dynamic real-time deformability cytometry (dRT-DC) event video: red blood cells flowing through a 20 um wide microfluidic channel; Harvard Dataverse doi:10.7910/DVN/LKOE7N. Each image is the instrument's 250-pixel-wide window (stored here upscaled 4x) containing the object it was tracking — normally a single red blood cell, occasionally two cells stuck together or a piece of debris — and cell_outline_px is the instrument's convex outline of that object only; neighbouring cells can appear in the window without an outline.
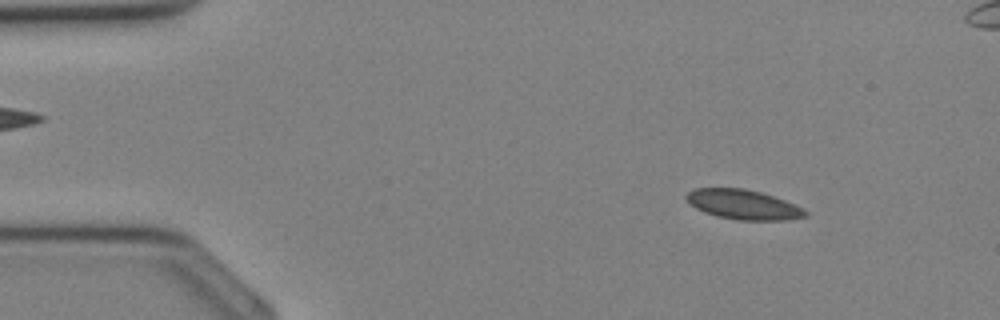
{"species": "Egyptian fruit bat (a non-hibernating species)", "species_latin": "Rousettus aegyptiacus", "temperature_condition": "cold", "stored_images_in_passage": 34, "segment_of_instrument_passage": [1, 2], "camera_frame_rate_fps": 3000, "um_per_image_px": 0.085, "animal": {"sex": "female"}, "frame": {"image": 1, "passage_image": 3, "time_ms": 0.667, "image_size_px": [1000, 320], "cell_outline_px": [[808, 216], [788, 220], [740, 220], [716, 216], [704, 212], [696, 208], [684, 196], [688, 192], [696, 188], [744, 188], [760, 192], [784, 200], [804, 208], [808, 212]], "centroid_in_image_um": [63.21, 17.39], "position_along_channel_um": 21.8, "area_um2": 20.52}}
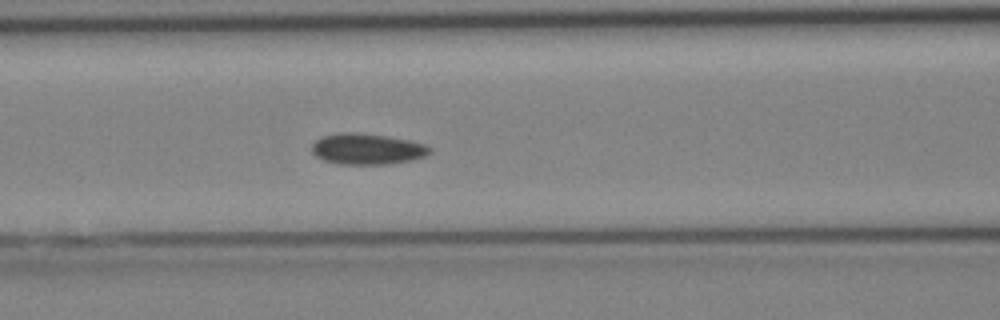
{"frame": {"image": 2, "passage_image": 13, "time_ms": 4.0, "image_size_px": [1000, 320], "cell_outline_px": [[432, 152], [424, 156], [412, 160], [384, 164], [340, 164], [324, 160], [316, 156], [312, 152], [312, 144], [320, 136], [340, 132], [360, 132], [388, 136], [412, 140], [424, 144], [432, 148]], "centroid_in_image_um": [31.21, 12.64], "position_along_channel_um": 135.4, "area_um2": 21.5}}
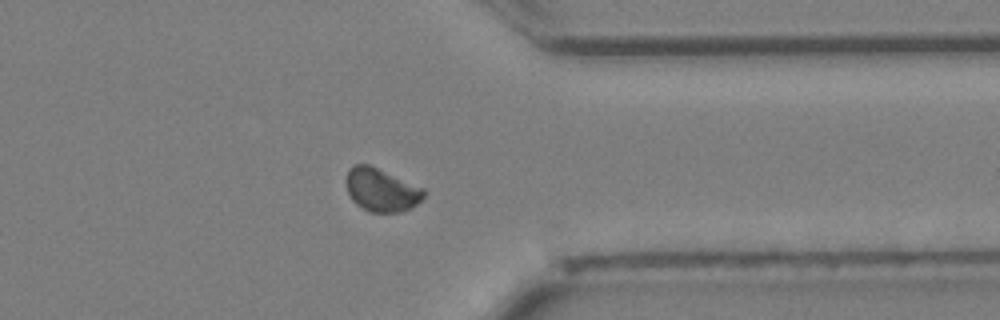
{"frame": {"image": 3, "passage_image": 26, "time_ms": 8.333, "image_size_px": [1000, 320], "cell_outline_px": [[428, 192], [416, 204], [400, 212], [368, 212], [356, 204], [352, 200], [348, 192], [344, 180], [348, 168], [356, 164], [368, 164], [424, 188]], "centroid_in_image_um": [32.38, 16.13], "position_along_channel_um": 379.0, "area_um2": 19.59}}